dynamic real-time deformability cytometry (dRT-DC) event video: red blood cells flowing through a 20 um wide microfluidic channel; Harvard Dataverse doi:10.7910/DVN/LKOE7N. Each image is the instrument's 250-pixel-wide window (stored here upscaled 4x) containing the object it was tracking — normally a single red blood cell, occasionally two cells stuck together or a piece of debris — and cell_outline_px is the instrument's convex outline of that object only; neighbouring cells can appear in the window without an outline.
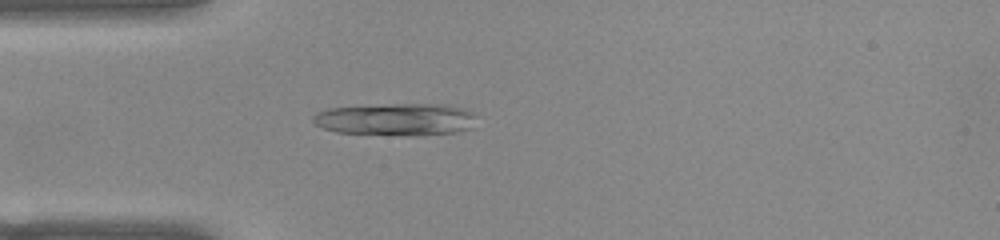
{"species": "common noctule bat (a hibernating species)", "species_latin": "Nyctalus noctula", "temperature_condition": "warm", "stored_images_in_passage": 48, "camera_frame_rate_fps": 3000, "um_per_image_px": 0.085, "animal": {"sex": "female", "body_mass_g": 22.0, "forearm_length_mm": 56.7}, "frame": {"image": 1, "passage_image": 11, "time_ms": 3.333, "image_size_px": [1000, 240], "cell_outline_px": [[476, 116], [472, 128], [456, 132], [424, 136], [408, 136], [336, 132], [324, 128], [316, 124], [312, 120], [312, 116], [316, 112], [328, 108], [392, 104], [448, 104], [464, 108], [476, 112]], "centroid_in_image_um": [33.72, 10.15], "position_along_channel_um": 51.3, "area_um2": 31.33}}
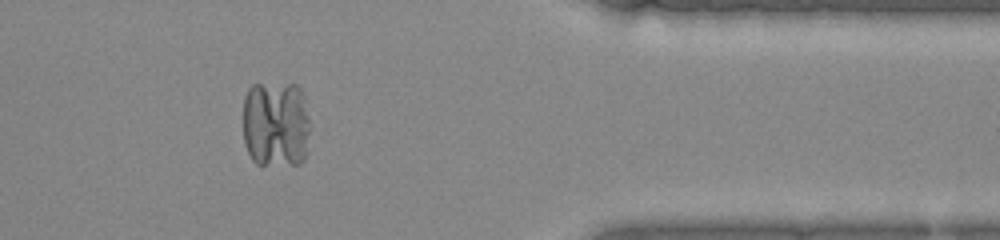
{"frame": {"image": 2, "passage_image": 39, "time_ms": 12.667, "image_size_px": [1000, 240], "cell_outline_px": [[308, 152], [304, 160], [300, 164], [256, 164], [252, 160], [244, 144], [244, 96], [248, 88], [252, 84], [296, 84], [304, 92], [308, 120]], "centroid_in_image_um": [23.45, 10.54], "position_along_channel_um": 387.9, "area_um2": 34.8}}